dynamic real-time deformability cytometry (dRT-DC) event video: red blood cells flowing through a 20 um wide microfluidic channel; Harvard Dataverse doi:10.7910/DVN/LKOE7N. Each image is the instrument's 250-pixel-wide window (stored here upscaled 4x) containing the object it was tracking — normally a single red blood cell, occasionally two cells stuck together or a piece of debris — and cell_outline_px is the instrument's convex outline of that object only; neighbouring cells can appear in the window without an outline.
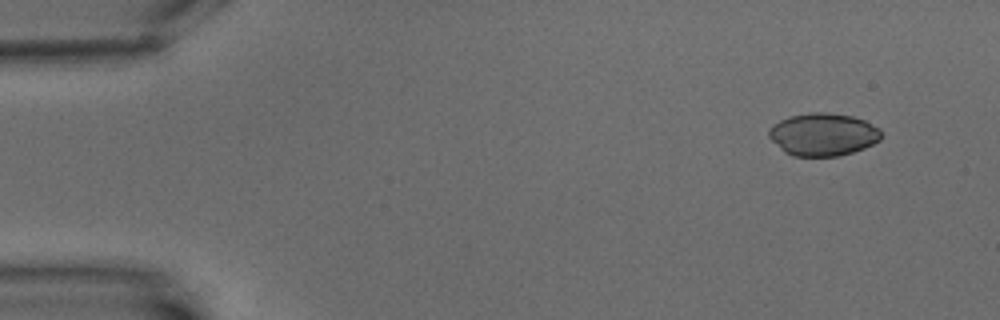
{"species": "common noctule bat (a hibernating species)", "species_latin": "Nyctalus noctula", "temperature_condition": "warm", "stored_images_in_passage": 8, "camera_frame_rate_fps": 3000, "um_per_image_px": 0.085, "animal": {"sex": "male", "body_mass_g": 15.6}, "frame": {"image": 1, "passage_image": 1, "time_ms": 0.0, "image_size_px": [1000, 320], "cell_outline_px": [[880, 140], [864, 148], [840, 156], [792, 156], [784, 152], [768, 136], [768, 132], [772, 124], [788, 116], [808, 112], [828, 112], [852, 116], [864, 120], [880, 128]], "centroid_in_image_um": [69.94, 11.42], "position_along_channel_um": 15.1, "area_um2": 28.09}}
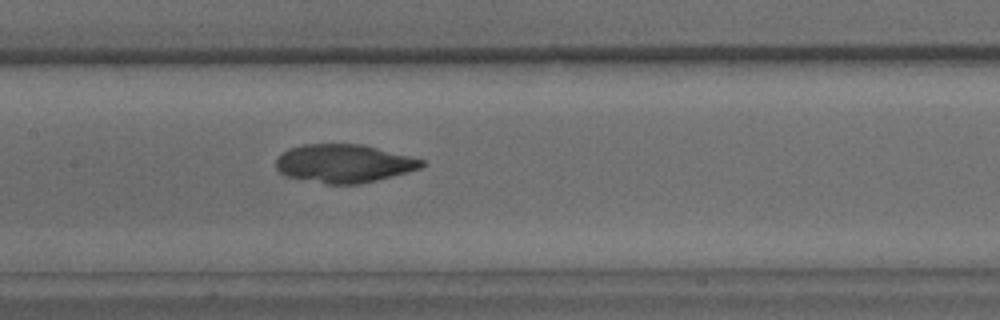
{"frame": {"image": 2, "passage_image": 8, "time_ms": 8.333, "image_size_px": [1000, 320], "cell_outline_px": [[424, 164], [420, 168], [408, 172], [360, 184], [328, 184], [288, 176], [280, 172], [276, 168], [276, 160], [288, 148], [304, 144], [360, 144], [424, 160]], "centroid_in_image_um": [29.22, 13.89], "position_along_channel_um": 178.2, "area_um2": 32.02}}